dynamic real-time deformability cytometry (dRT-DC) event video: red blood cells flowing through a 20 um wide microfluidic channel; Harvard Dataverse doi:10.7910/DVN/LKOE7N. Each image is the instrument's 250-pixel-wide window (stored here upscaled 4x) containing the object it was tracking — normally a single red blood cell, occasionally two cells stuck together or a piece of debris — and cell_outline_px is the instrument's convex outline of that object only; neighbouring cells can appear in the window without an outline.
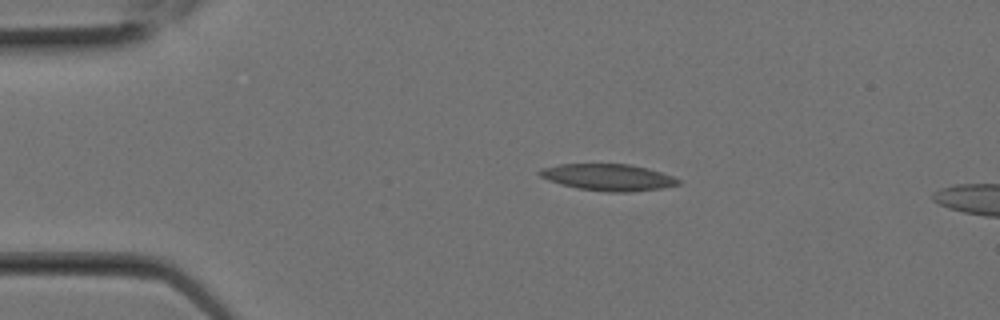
{"species": "Egyptian fruit bat (a non-hibernating species)", "species_latin": "Rousettus aegyptiacus", "temperature_condition": "room temperature", "stored_images_in_passage": 2, "camera_frame_rate_fps": 3000, "um_per_image_px": 0.085, "animal": {"sex": "female"}, "frame": {"image": 1, "passage_image": 1, "time_ms": 0.0, "image_size_px": [1000, 320], "cell_outline_px": [[680, 184], [660, 188], [628, 192], [608, 192], [576, 188], [560, 184], [540, 176], [536, 172], [540, 168], [560, 164], [632, 164], [648, 168], [672, 176], [680, 180]], "centroid_in_image_um": [51.66, 15.06], "position_along_channel_um": 33.3, "area_um2": 21.5}}